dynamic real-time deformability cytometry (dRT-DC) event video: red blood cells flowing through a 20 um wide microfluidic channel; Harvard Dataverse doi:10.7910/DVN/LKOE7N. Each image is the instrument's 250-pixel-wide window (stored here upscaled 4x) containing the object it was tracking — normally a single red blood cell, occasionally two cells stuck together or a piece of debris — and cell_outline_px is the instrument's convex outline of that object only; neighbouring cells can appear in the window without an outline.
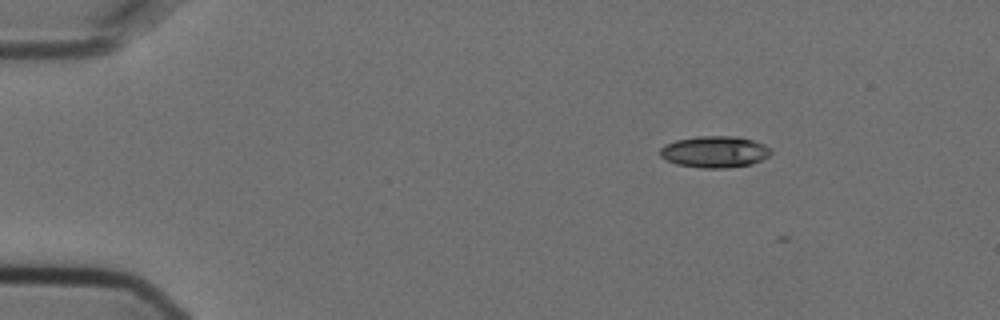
{"species": "Egyptian fruit bat (a non-hibernating species)", "species_latin": "Rousettus aegyptiacus", "temperature_condition": "cold", "stored_images_in_passage": 13, "camera_frame_rate_fps": 3000, "um_per_image_px": 0.085, "animal": {"sex": "female"}, "frame": {"image": 1, "passage_image": 1, "time_ms": 0.0, "image_size_px": [1000, 320], "cell_outline_px": [[772, 152], [768, 156], [752, 164], [728, 168], [700, 168], [676, 164], [660, 156], [660, 148], [664, 144], [676, 140], [700, 136], [736, 136], [752, 140], [764, 144], [772, 148]], "centroid_in_image_um": [60.75, 12.9], "position_along_channel_um": 24.2, "area_um2": 20.46}}
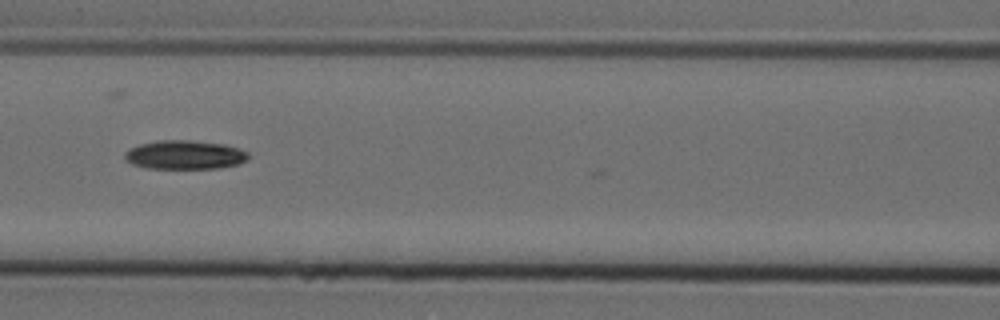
{"frame": {"image": 2, "passage_image": 5, "time_ms": 1.333, "image_size_px": [1000, 320], "cell_outline_px": [[248, 160], [240, 164], [216, 168], [148, 168], [132, 164], [124, 160], [124, 152], [140, 144], [160, 140], [188, 140], [224, 144], [248, 152]], "centroid_in_image_um": [15.7, 13.16], "position_along_channel_um": 150.9, "area_um2": 20.69}}
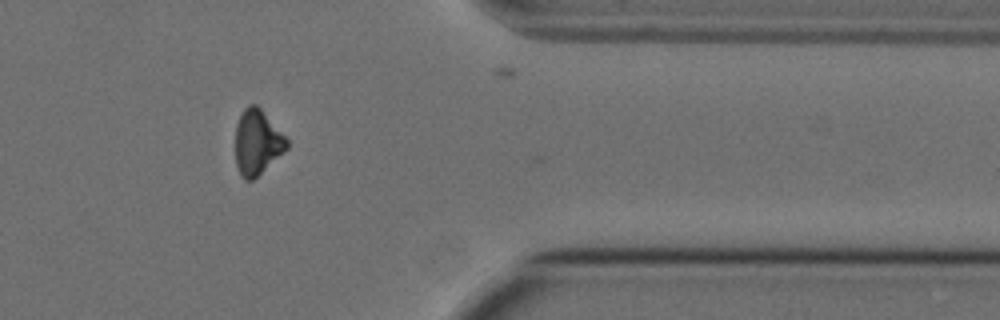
{"frame": {"image": 3, "passage_image": 11, "time_ms": 3.333, "image_size_px": [1000, 320], "cell_outline_px": [[288, 148], [284, 152], [252, 180], [244, 180], [240, 176], [236, 164], [236, 124], [244, 108], [248, 104], [256, 104], [260, 108], [288, 140]], "centroid_in_image_um": [21.85, 12.1], "position_along_channel_um": 389.6, "area_um2": 19.25}}